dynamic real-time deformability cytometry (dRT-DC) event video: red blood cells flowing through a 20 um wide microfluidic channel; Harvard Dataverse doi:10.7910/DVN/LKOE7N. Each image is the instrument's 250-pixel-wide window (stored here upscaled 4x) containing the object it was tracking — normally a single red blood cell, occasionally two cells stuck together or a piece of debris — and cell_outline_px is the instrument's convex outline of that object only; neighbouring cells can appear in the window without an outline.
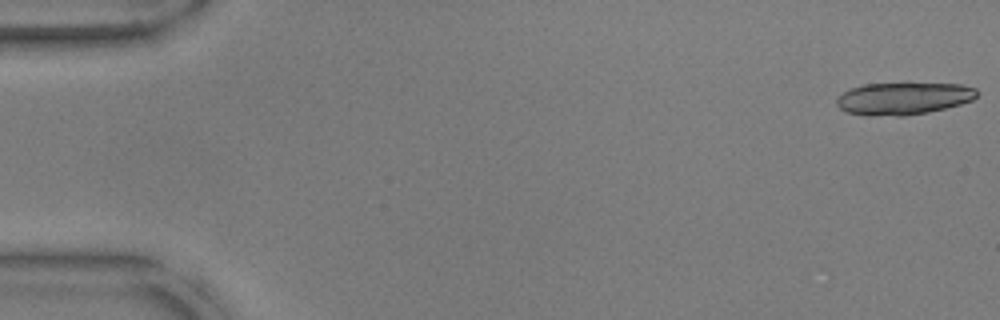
{"species": "common noctule bat (a hibernating species)", "species_latin": "Nyctalus noctula", "temperature_condition": "warm", "stored_images_in_passage": 18, "camera_frame_rate_fps": 3000, "um_per_image_px": 0.085, "animal": {"sex": "male", "body_mass_g": 17.9, "forearm_length_mm": 54.2}, "frame": {"image": 1, "passage_image": 1, "time_ms": 0.0, "image_size_px": [1000, 320], "cell_outline_px": [[980, 92], [972, 100], [960, 104], [928, 112], [904, 116], [896, 116], [844, 112], [836, 104], [836, 96], [852, 88], [864, 84], [908, 80], [960, 84], [976, 88]], "centroid_in_image_um": [76.83, 8.3], "position_along_channel_um": 8.2, "area_um2": 27.4}}
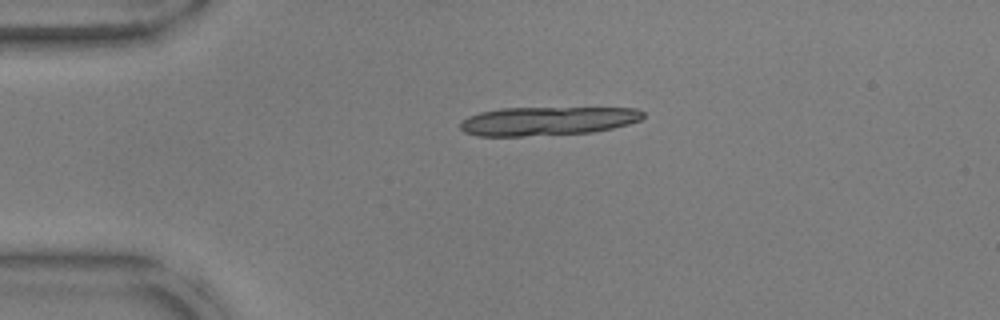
{"frame": {"image": 2, "passage_image": 12, "time_ms": 3.667, "image_size_px": [1000, 320], "cell_outline_px": [[644, 116], [640, 120], [628, 124], [612, 128], [592, 132], [524, 136], [476, 136], [464, 132], [460, 128], [460, 120], [468, 116], [480, 112], [500, 108], [636, 108], [644, 112]], "centroid_in_image_um": [46.49, 10.28], "position_along_channel_um": 38.5, "area_um2": 30.63}}